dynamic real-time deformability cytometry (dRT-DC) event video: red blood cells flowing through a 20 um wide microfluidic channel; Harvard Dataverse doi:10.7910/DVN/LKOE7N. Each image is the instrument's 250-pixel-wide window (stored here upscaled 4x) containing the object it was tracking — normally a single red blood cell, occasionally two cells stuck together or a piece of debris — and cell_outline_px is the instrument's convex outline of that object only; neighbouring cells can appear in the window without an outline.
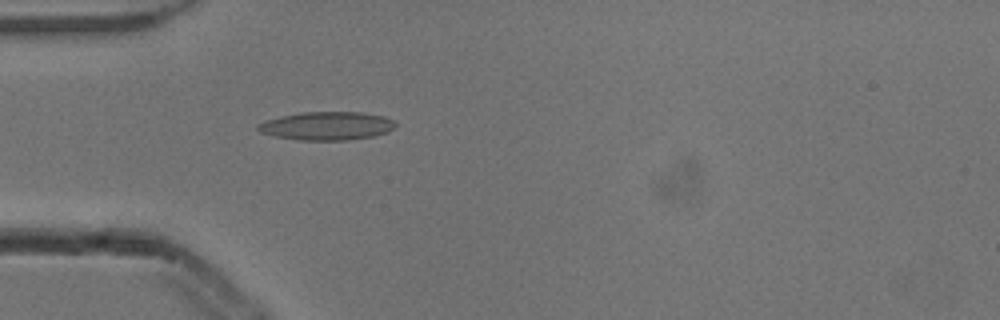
{"species": "common noctule bat (a hibernating species)", "species_latin": "Nyctalus noctula", "temperature_condition": "cold", "stored_images_in_passage": 38, "camera_frame_rate_fps": 3000, "um_per_image_px": 0.085, "animal": {"sex": "male", "body_mass_g": 13.3}, "frame": {"image": 1, "passage_image": 1, "time_ms": 0.0, "image_size_px": [1000, 320], "cell_outline_px": [[396, 124], [388, 132], [372, 136], [348, 140], [300, 140], [276, 136], [260, 132], [256, 128], [256, 124], [264, 120], [280, 116], [300, 112], [360, 112], [384, 116], [392, 120]], "centroid_in_image_um": [27.74, 10.69], "position_along_channel_um": 57.3, "area_um2": 22.72}}
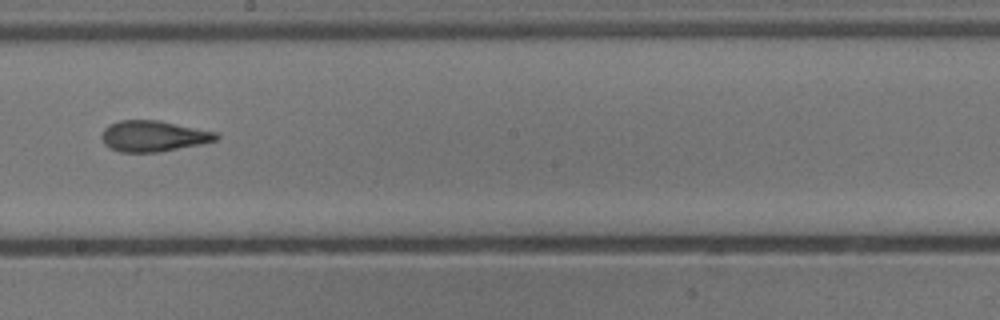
{"frame": {"image": 2, "passage_image": 15, "time_ms": 4.667, "image_size_px": [1000, 320], "cell_outline_px": [[220, 136], [216, 140], [200, 144], [160, 152], [120, 152], [104, 144], [100, 136], [104, 128], [108, 124], [120, 120], [160, 120], [216, 132]], "centroid_in_image_um": [13.01, 11.56], "position_along_channel_um": 235.2, "area_um2": 20.69}}
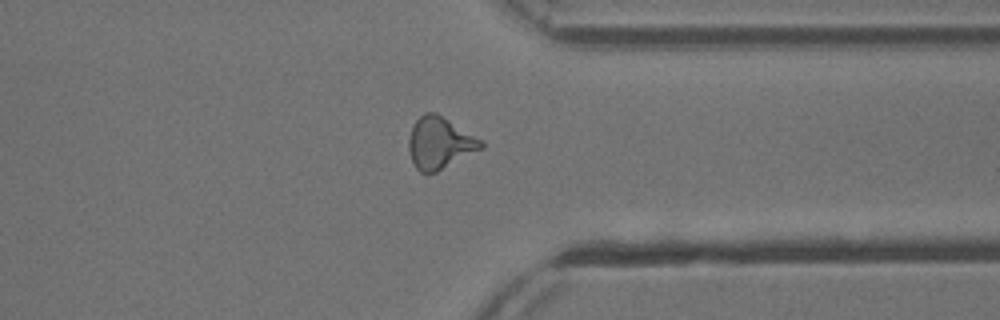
{"frame": {"image": 3, "passage_image": 26, "time_ms": 8.333, "image_size_px": [1000, 320], "cell_outline_px": [[484, 148], [436, 172], [420, 172], [416, 168], [412, 160], [408, 148], [408, 140], [412, 128], [416, 120], [424, 112], [436, 112], [480, 140], [484, 144]], "centroid_in_image_um": [37.35, 12.16], "position_along_channel_um": 374.0, "area_um2": 21.44}, "authors_computed_cell_mechanics": {"area_um2": 20.4323, "velocity_mm_per_s": 3.8874, "shape_relaxation_time_tau1_ms": 6.9774, "shape_relaxation_time_tau2_ms": 1.9477, "deformation_change_tau1": 0.2116, "deformation_change_tau2": 0.1066}}